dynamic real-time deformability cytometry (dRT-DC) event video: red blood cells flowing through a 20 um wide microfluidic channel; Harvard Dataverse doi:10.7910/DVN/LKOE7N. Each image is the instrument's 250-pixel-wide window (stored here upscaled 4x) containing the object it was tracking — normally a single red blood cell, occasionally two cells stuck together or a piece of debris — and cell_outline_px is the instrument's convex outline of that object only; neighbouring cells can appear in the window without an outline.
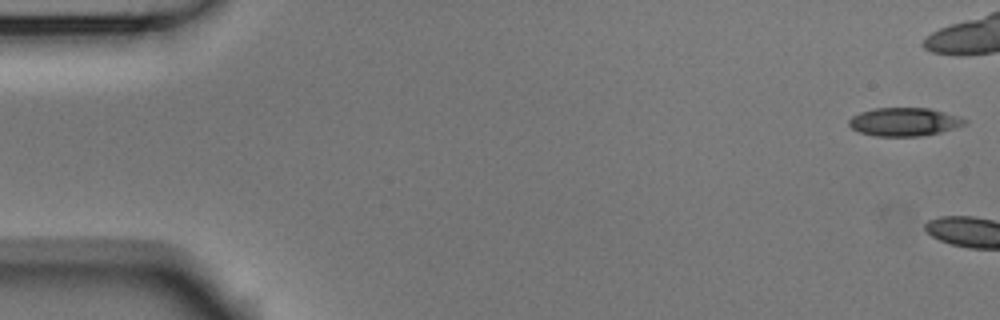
{"species": "Egyptian fruit bat (a non-hibernating species)", "species_latin": "Rousettus aegyptiacus", "temperature_condition": "room temperature", "stored_images_in_passage": 4, "camera_frame_rate_fps": 3000, "um_per_image_px": 0.085, "animal": {"sex": "male"}, "frame": {"image": 1, "passage_image": 1, "time_ms": 0.0, "image_size_px": [1000, 320], "cell_outline_px": [[968, 124], [940, 132], [920, 136], [876, 136], [860, 132], [852, 128], [848, 124], [848, 120], [852, 116], [860, 112], [872, 108], [928, 108], [944, 112], [968, 120]], "centroid_in_image_um": [76.85, 10.35], "position_along_channel_um": 8.2, "area_um2": 19.07}}